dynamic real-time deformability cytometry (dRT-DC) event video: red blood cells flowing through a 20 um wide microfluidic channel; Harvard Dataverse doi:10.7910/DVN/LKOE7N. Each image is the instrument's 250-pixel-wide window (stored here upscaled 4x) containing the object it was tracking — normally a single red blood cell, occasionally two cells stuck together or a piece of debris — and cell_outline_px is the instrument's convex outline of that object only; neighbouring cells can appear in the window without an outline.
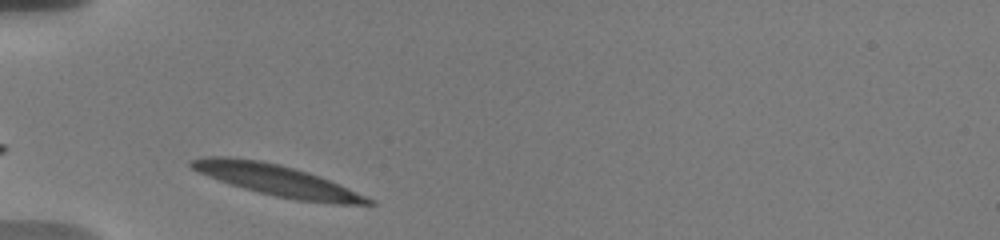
{"species": "human", "species_latin": "Homo sapiens", "temperature_condition": "warm", "stored_images_in_passage": 31, "camera_frame_rate_fps": 3000, "um_per_image_px": 0.085, "donor": {"sex": "male"}, "frame": {"image": 1, "passage_image": 1, "time_ms": 0.0, "image_size_px": [1000, 240], "cell_outline_px": [[376, 204], [336, 204], [296, 200], [276, 196], [244, 188], [208, 176], [192, 168], [188, 164], [188, 160], [204, 156], [228, 156], [260, 160], [280, 164], [308, 172], [348, 188], [376, 200]], "centroid_in_image_um": [23.54, 15.32], "position_along_channel_um": 61.5, "area_um2": 31.85}}
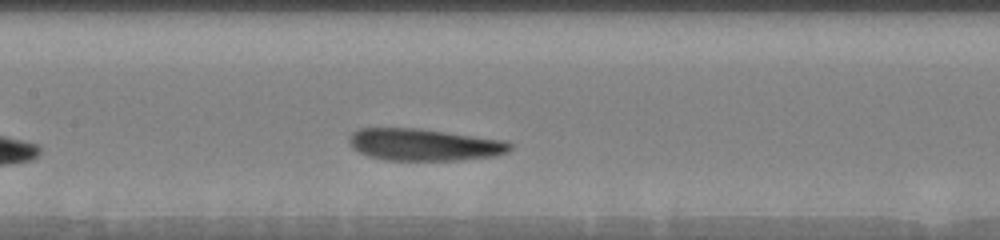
{"frame": {"image": 2, "passage_image": 11, "time_ms": 3.333, "image_size_px": [1000, 240], "cell_outline_px": [[512, 148], [508, 152], [496, 156], [460, 160], [384, 160], [368, 156], [352, 148], [348, 144], [348, 136], [352, 132], [360, 128], [420, 128], [508, 140], [512, 144]], "centroid_in_image_um": [36.07, 12.29], "position_along_channel_um": 171.3, "area_um2": 30.52}}
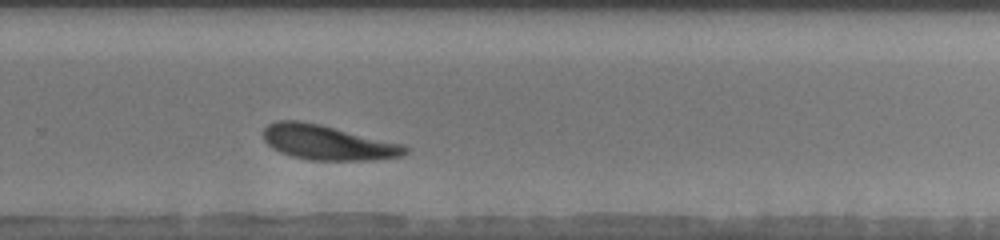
{"frame": {"image": 3, "passage_image": 22, "time_ms": 7.0, "image_size_px": [1000, 240], "cell_outline_px": [[408, 152], [404, 156], [376, 160], [308, 160], [292, 156], [280, 152], [272, 148], [264, 140], [264, 128], [268, 124], [276, 120], [296, 120], [320, 124], [404, 144], [408, 148]], "centroid_in_image_um": [27.87, 12.12], "position_along_channel_um": 301.9, "area_um2": 28.9}, "authors_computed_cell_mechanics": {"area_um2": 29.5358, "velocity_mm_per_s": 3.5726, "shape_relaxation_time_tau1_ms": 2.7984, "shape_relaxation_time_tau2_ms": 3.9829, "deformation_change_tau1": 0.1321, "deformation_change_tau2": 0.1037}}